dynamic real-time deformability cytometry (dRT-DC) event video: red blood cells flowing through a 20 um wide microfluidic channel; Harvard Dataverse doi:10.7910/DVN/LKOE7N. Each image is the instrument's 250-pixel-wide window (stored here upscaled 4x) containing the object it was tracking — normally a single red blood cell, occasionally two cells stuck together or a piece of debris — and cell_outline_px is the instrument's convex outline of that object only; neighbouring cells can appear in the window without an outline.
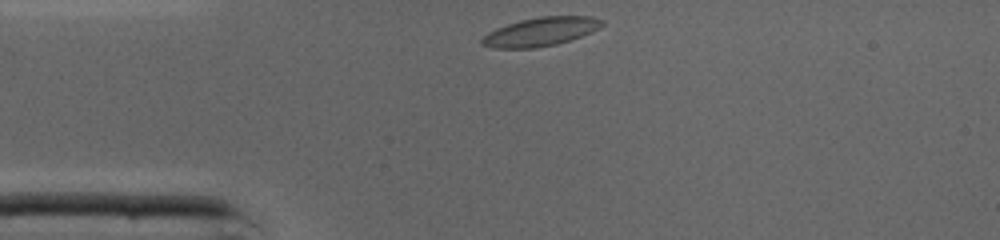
{"species": "common noctule bat (a hibernating species)", "species_latin": "Nyctalus noctula", "temperature_condition": "cold", "stored_images_in_passage": 27, "camera_frame_rate_fps": 3000, "um_per_image_px": 0.085, "animal": {"sex": "male", "body_mass_g": 19.0, "forearm_length_mm": 50.8}, "frame": {"image": 1, "passage_image": 1, "time_ms": 0.0, "image_size_px": [1000, 240], "cell_outline_px": [[604, 24], [600, 28], [592, 32], [556, 44], [536, 48], [492, 48], [480, 44], [480, 40], [488, 32], [496, 28], [520, 20], [540, 16], [592, 16], [604, 20]], "centroid_in_image_um": [45.96, 2.69], "position_along_channel_um": 39.0, "area_um2": 20.11}}
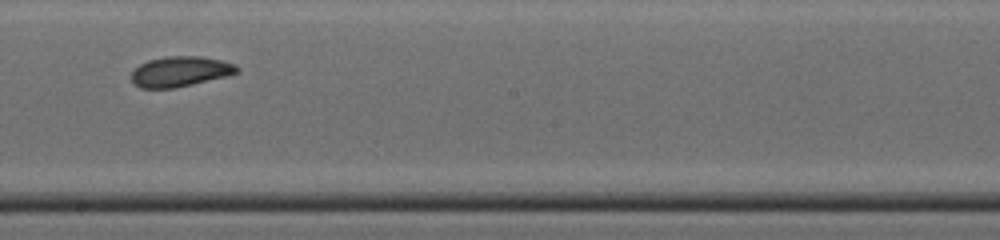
{"frame": {"image": 2, "passage_image": 16, "time_ms": 5.0, "image_size_px": [1000, 240], "cell_outline_px": [[240, 72], [224, 76], [172, 88], [140, 88], [132, 80], [132, 72], [140, 64], [148, 60], [168, 56], [200, 56], [220, 60], [232, 64], [240, 68]], "centroid_in_image_um": [15.3, 6.06], "position_along_channel_um": 232.9, "area_um2": 18.15}}
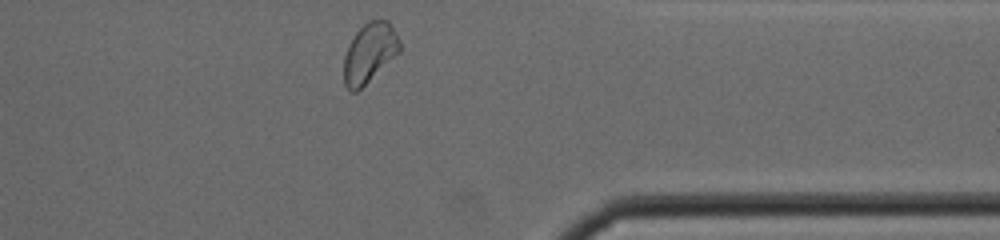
{"frame": {"image": 3, "passage_image": 27, "time_ms": 8.667, "image_size_px": [1000, 240], "cell_outline_px": [[400, 52], [356, 92], [348, 92], [344, 84], [344, 56], [348, 44], [356, 32], [368, 20], [388, 20], [396, 32], [400, 40]], "centroid_in_image_um": [31.4, 4.49], "position_along_channel_um": 380.0, "area_um2": 19.42}, "authors_computed_cell_mechanics": {"area_um2": 18.7272, "velocity_mm_per_s": 4.3278, "shape_relaxation_time_tau1_ms": 3.8288, "shape_relaxation_time_tau2_ms": null, "deformation_change_tau1": 0.0827, "deformation_change_tau2": null}}